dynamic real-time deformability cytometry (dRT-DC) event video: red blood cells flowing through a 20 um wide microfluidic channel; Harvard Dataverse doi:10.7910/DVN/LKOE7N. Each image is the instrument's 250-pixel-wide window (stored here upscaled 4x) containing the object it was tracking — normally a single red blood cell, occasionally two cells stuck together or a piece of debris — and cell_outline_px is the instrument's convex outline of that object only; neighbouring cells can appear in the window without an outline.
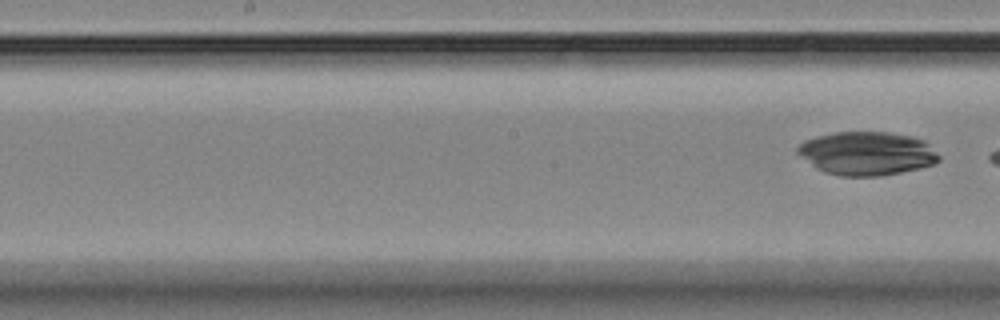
{"species": "Egyptian fruit bat (a non-hibernating species)", "species_latin": "Rousettus aegyptiacus", "temperature_condition": "room temperature", "stored_images_in_passage": 6, "segment_of_instrument_passage": [2, 2], "camera_frame_rate_fps": 3000, "um_per_image_px": 0.085, "animal": {"sex": "female"}, "frame": {"image": 1, "passage_image": 6, "time_ms": 7.0, "image_size_px": [1000, 320], "cell_outline_px": [[940, 160], [936, 164], [920, 168], [880, 176], [840, 176], [824, 172], [816, 168], [796, 152], [796, 148], [804, 140], [816, 136], [832, 132], [888, 132], [912, 136], [924, 140], [940, 156]], "centroid_in_image_um": [73.68, 13.04], "position_along_channel_um": 174.5, "area_um2": 36.01}}